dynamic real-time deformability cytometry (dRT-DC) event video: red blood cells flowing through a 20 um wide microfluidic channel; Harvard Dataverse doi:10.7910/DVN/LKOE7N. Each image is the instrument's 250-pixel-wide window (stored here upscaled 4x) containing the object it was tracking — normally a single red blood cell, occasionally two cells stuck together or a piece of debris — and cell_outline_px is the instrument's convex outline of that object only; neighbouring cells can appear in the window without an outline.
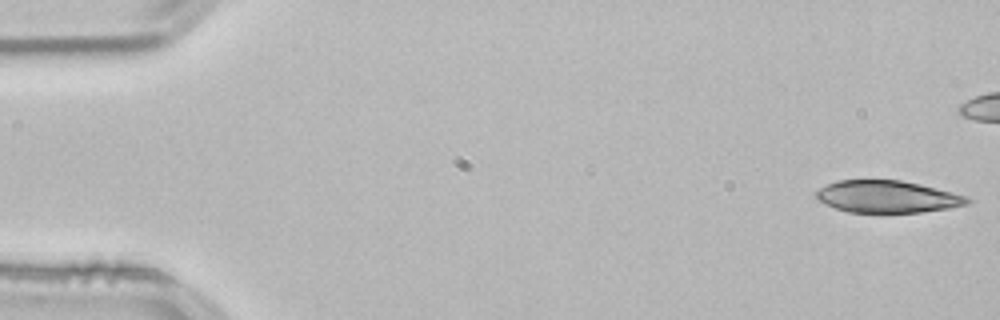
{"species": "common noctule bat (a hibernating species)", "species_latin": "Nyctalus noctula", "temperature_condition": "room temperature", "stored_images_in_passage": 42, "camera_frame_rate_fps": 3000, "um_per_image_px": 0.085, "animal": {"sex": "male", "body_mass_g": 21.5, "forearm_length_mm": 52.0}, "frame": {"image": 1, "passage_image": 1, "time_ms": 0.0, "image_size_px": [1000, 320], "cell_outline_px": [[972, 200], [968, 204], [948, 208], [920, 212], [848, 212], [836, 208], [820, 200], [816, 196], [816, 192], [820, 188], [836, 180], [900, 180], [920, 184], [952, 192], [964, 196]], "centroid_in_image_um": [75.43, 16.71], "position_along_channel_um": 9.6, "area_um2": 27.86}}